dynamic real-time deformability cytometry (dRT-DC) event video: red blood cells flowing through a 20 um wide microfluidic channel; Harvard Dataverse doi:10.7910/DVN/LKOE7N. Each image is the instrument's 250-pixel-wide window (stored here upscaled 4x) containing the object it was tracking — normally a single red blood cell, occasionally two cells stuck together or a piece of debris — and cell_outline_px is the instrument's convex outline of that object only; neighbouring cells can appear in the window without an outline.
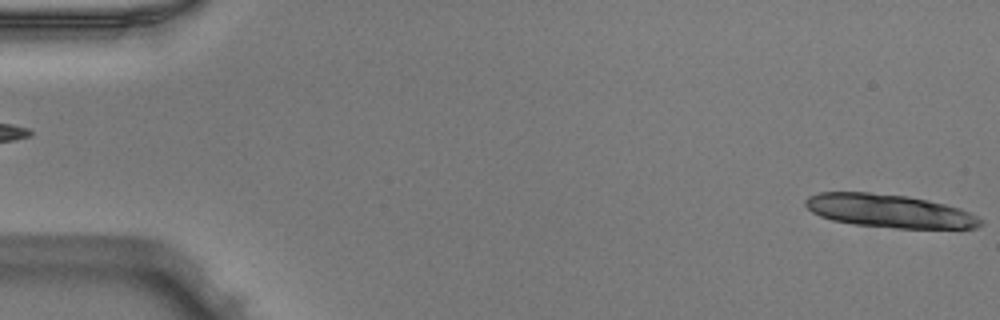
{"species": "Egyptian fruit bat (a non-hibernating species)", "species_latin": "Rousettus aegyptiacus", "temperature_condition": "warm", "stored_images_in_passage": 14, "camera_frame_rate_fps": 3000, "um_per_image_px": 0.085, "animal": {"sex": "male"}, "frame": {"image": 1, "passage_image": 1, "time_ms": 0.0, "image_size_px": [1000, 320], "cell_outline_px": [[984, 224], [976, 228], [896, 228], [852, 224], [832, 220], [820, 216], [812, 212], [804, 204], [804, 200], [808, 196], [820, 192], [868, 192], [908, 196], [928, 200], [960, 208], [984, 220]], "centroid_in_image_um": [75.58, 17.93], "position_along_channel_um": 9.4, "area_um2": 33.99}}